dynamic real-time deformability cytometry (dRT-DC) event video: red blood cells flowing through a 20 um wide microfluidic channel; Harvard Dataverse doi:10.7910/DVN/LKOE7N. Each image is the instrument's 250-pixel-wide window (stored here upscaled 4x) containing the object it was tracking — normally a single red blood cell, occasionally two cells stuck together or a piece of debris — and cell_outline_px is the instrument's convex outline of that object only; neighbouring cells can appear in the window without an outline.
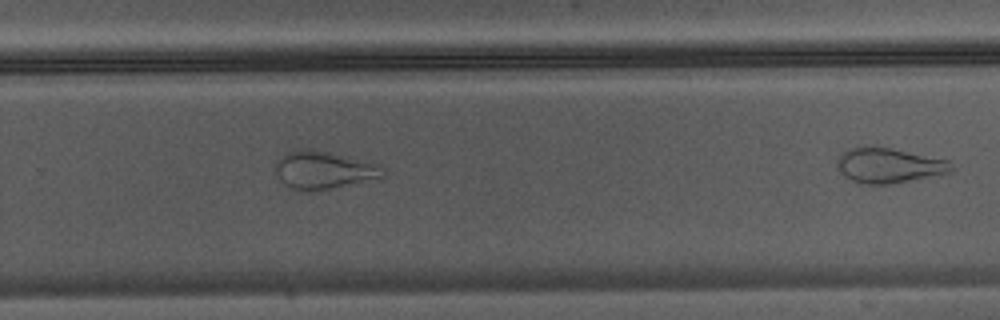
{"species": "Egyptian fruit bat (a non-hibernating species)", "species_latin": "Rousettus aegyptiacus", "temperature_condition": "warm", "stored_images_in_passage": 18, "camera_frame_rate_fps": 3000, "um_per_image_px": 0.085, "animal": {"sex": "male"}, "frame": {"image": 1, "passage_image": 18, "time_ms": 5.667, "image_size_px": [1000, 320], "cell_outline_px": [[952, 172], [896, 184], [860, 184], [844, 176], [840, 172], [836, 164], [840, 156], [848, 148], [888, 148], [948, 160], [952, 168]], "centroid_in_image_um": [75.56, 14.11], "position_along_channel_um": 254.2, "area_um2": 22.89}}